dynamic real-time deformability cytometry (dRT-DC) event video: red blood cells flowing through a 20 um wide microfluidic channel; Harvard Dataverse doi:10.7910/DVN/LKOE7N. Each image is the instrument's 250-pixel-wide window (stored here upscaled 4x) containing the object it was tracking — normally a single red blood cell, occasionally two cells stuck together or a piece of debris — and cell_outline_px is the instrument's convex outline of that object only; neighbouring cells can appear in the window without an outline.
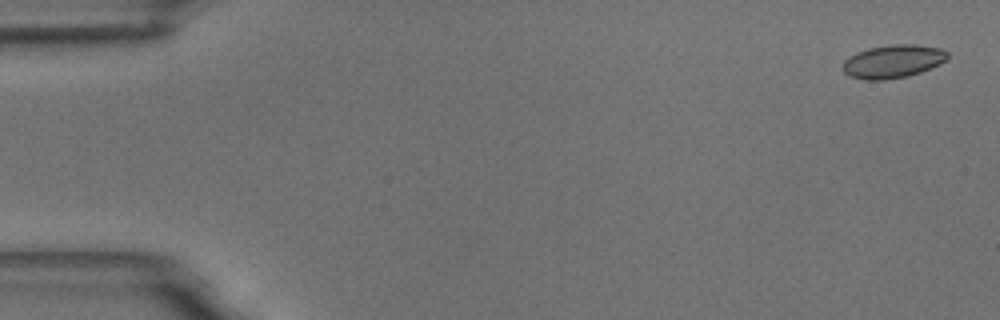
{"species": "common noctule bat (a hibernating species)", "species_latin": "Nyctalus noctula", "temperature_condition": "room temperature", "stored_images_in_passage": 58, "camera_frame_rate_fps": 3000, "um_per_image_px": 0.085, "animal": {"sex": "male", "body_mass_g": 18.8}, "frame": {"image": 1, "passage_image": 2, "time_ms": 0.333, "image_size_px": [1000, 320], "cell_outline_px": [[948, 56], [940, 64], [920, 72], [908, 76], [884, 80], [868, 80], [852, 76], [844, 72], [844, 60], [848, 56], [856, 52], [868, 48], [892, 44], [912, 44], [940, 48], [948, 52]], "centroid_in_image_um": [75.9, 5.21], "position_along_channel_um": 9.1, "area_um2": 20.11}}
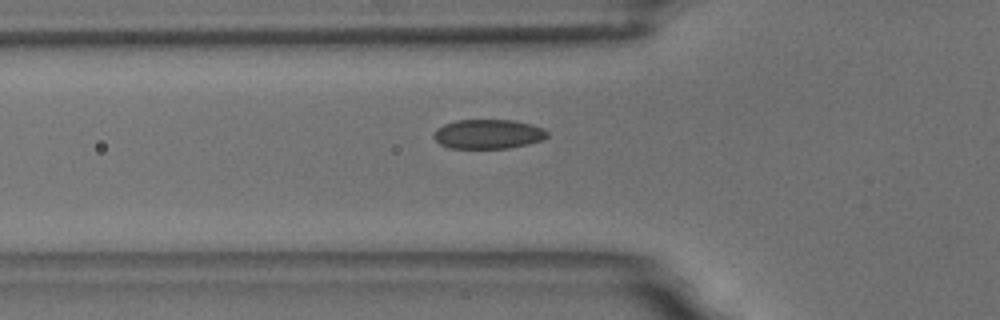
{"frame": {"image": 2, "passage_image": 20, "time_ms": 6.333, "image_size_px": [1000, 320], "cell_outline_px": [[548, 136], [540, 140], [528, 144], [508, 148], [448, 148], [440, 144], [432, 136], [444, 124], [456, 120], [512, 120], [532, 124], [544, 128], [548, 132]], "centroid_in_image_um": [41.51, 11.39], "position_along_channel_um": 84.3, "area_um2": 19.36}}
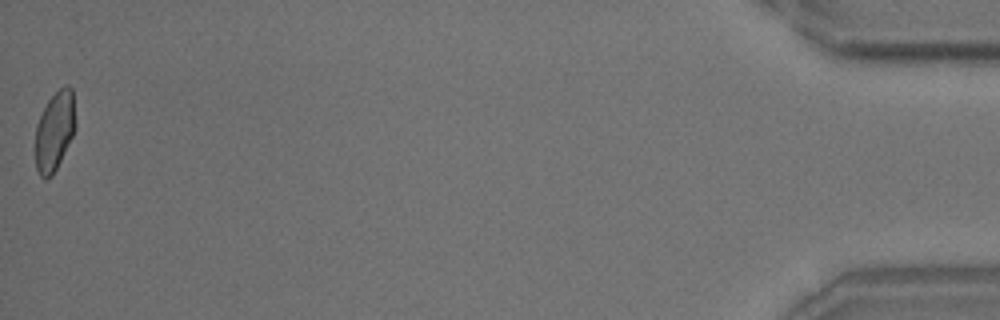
{"frame": {"image": 3, "passage_image": 58, "time_ms": 19.0, "image_size_px": [1000, 320], "cell_outline_px": [[76, 124], [72, 136], [52, 176], [44, 180], [40, 176], [36, 168], [36, 124], [48, 100], [64, 84], [68, 84], [72, 88]], "centroid_in_image_um": [4.65, 11.12], "position_along_channel_um": 430.6, "area_um2": 18.38}, "authors_computed_cell_mechanics": {"area_um2": 19.5364, "velocity_mm_per_s": 3.491, "shape_relaxation_time_tau1_ms": 7.7978, "shape_relaxation_time_tau2_ms": 1.0173, "deformation_change_tau1": 0.1355, "deformation_change_tau2": 0.0621}}